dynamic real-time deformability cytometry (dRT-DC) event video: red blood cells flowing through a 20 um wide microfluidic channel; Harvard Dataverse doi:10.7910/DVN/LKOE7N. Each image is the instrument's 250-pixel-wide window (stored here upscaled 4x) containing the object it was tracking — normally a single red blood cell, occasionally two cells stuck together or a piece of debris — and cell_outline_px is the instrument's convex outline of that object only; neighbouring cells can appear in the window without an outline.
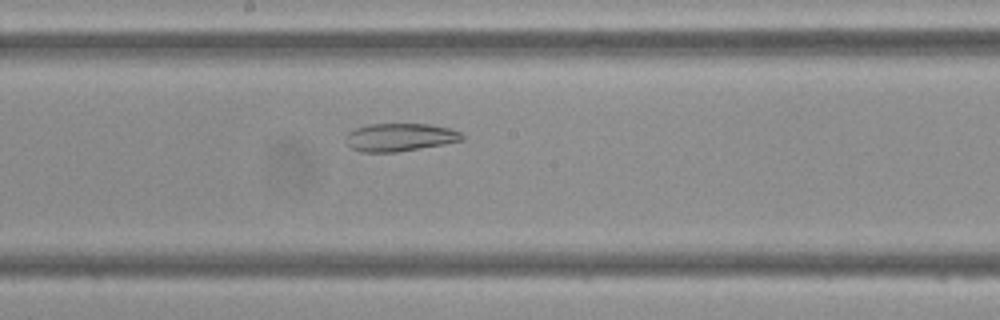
{"species": "Egyptian fruit bat (a non-hibernating species)", "species_latin": "Rousettus aegyptiacus", "temperature_condition": "cold", "stored_images_in_passage": 47, "camera_frame_rate_fps": 3000, "um_per_image_px": 0.085, "frame": {"image": 1, "passage_image": 25, "time_ms": 8.0, "image_size_px": [1000, 320], "cell_outline_px": [[464, 140], [444, 144], [396, 152], [360, 152], [352, 148], [348, 144], [344, 136], [348, 132], [356, 128], [368, 124], [428, 124], [448, 128], [460, 132], [464, 136]], "centroid_in_image_um": [33.97, 11.67], "position_along_channel_um": 214.2, "area_um2": 18.9}}
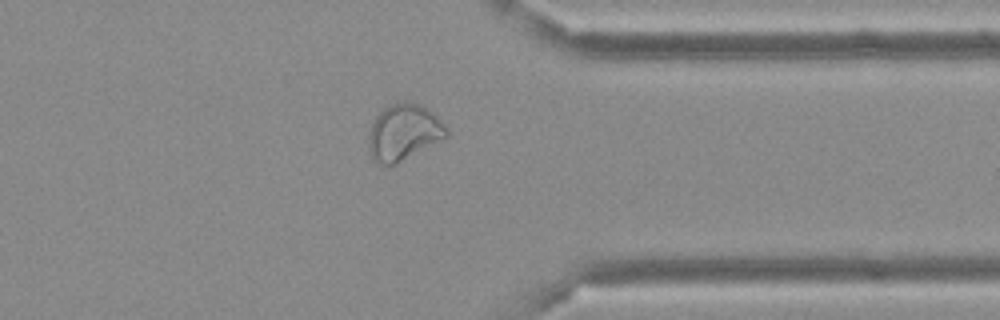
{"frame": {"image": 2, "passage_image": 37, "time_ms": 12.0, "image_size_px": [1000, 320], "cell_outline_px": [[448, 136], [396, 164], [380, 164], [372, 160], [368, 148], [368, 136], [372, 124], [376, 116], [384, 108], [400, 100], [420, 104], [436, 116], [448, 128]], "centroid_in_image_um": [34.29, 11.24], "position_along_channel_um": 377.1, "area_um2": 25.37}}
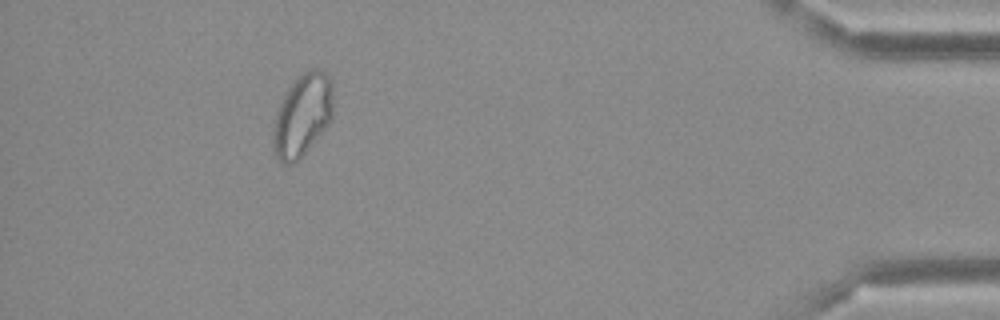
{"frame": {"image": 3, "passage_image": 43, "time_ms": 14.0, "image_size_px": [1000, 320], "cell_outline_px": [[332, 120], [304, 152], [292, 164], [284, 164], [276, 156], [272, 144], [272, 136], [276, 112], [284, 96], [292, 84], [304, 72], [312, 68], [320, 68], [328, 76], [332, 84]], "centroid_in_image_um": [25.7, 9.78], "position_along_channel_um": 409.5, "area_um2": 28.26}}